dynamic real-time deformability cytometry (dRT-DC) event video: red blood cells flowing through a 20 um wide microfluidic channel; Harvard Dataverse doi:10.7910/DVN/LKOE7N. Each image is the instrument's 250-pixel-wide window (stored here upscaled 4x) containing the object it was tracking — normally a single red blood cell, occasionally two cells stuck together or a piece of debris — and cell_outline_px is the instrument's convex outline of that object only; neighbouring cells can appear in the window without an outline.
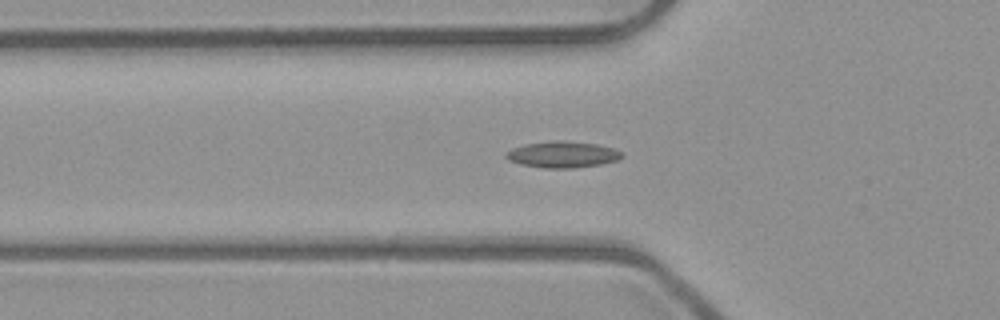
{"species": "common noctule bat (a hibernating species)", "species_latin": "Nyctalus noctula", "temperature_condition": "room temperature", "stored_images_in_passage": 39, "camera_frame_rate_fps": 3000, "um_per_image_px": 0.085, "animal": {"sex": "male", "body_mass_g": 23.1, "forearm_length_mm": 52.7}, "frame": {"image": 1, "passage_image": 4, "time_ms": 1.0, "image_size_px": [1000, 320], "cell_outline_px": [[624, 156], [616, 160], [600, 164], [572, 168], [544, 168], [520, 164], [508, 160], [504, 156], [504, 152], [512, 148], [524, 144], [556, 140], [564, 140], [596, 144], [612, 148], [620, 152]], "centroid_in_image_um": [47.75, 13.13], "position_along_channel_um": 78.1, "area_um2": 17.74}}
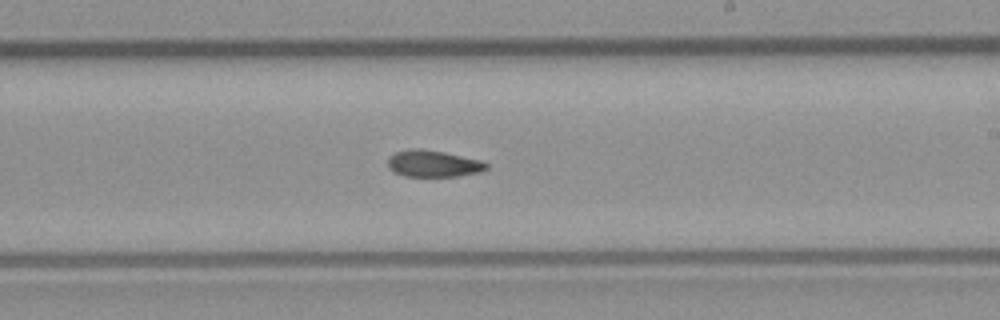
{"frame": {"image": 2, "passage_image": 17, "time_ms": 5.333, "image_size_px": [1000, 320], "cell_outline_px": [[488, 168], [480, 172], [456, 176], [404, 176], [392, 172], [388, 168], [388, 160], [396, 152], [444, 152], [480, 160], [488, 164]], "centroid_in_image_um": [36.88, 13.97], "position_along_channel_um": 252.1, "area_um2": 14.45}}
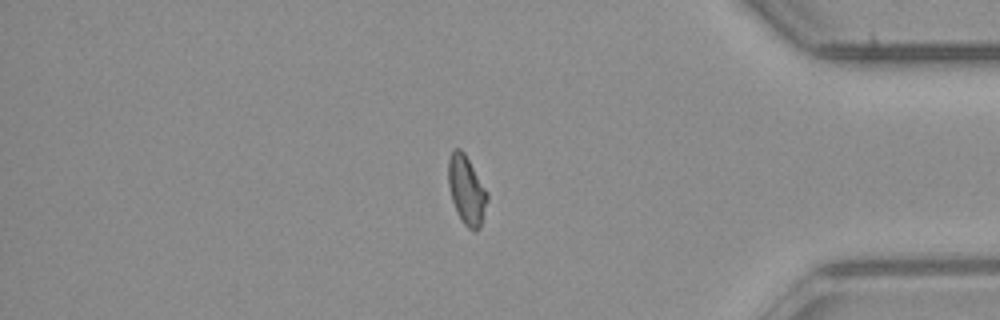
{"frame": {"image": 3, "passage_image": 30, "time_ms": 9.667, "image_size_px": [1000, 320], "cell_outline_px": [[488, 200], [480, 228], [476, 232], [472, 232], [464, 224], [456, 212], [452, 200], [448, 184], [448, 160], [452, 148], [460, 148], [464, 152], [488, 192]], "centroid_in_image_um": [39.66, 16.17], "position_along_channel_um": 395.5, "area_um2": 15.84}, "authors_computed_cell_mechanics": {"area_um2": 15.6638, "velocity_mm_per_s": 3.9896, "shape_relaxation_time_tau1_ms": null, "shape_relaxation_time_tau2_ms": 4.6221, "deformation_change_tau1": null, "deformation_change_tau2": 0.1056}}